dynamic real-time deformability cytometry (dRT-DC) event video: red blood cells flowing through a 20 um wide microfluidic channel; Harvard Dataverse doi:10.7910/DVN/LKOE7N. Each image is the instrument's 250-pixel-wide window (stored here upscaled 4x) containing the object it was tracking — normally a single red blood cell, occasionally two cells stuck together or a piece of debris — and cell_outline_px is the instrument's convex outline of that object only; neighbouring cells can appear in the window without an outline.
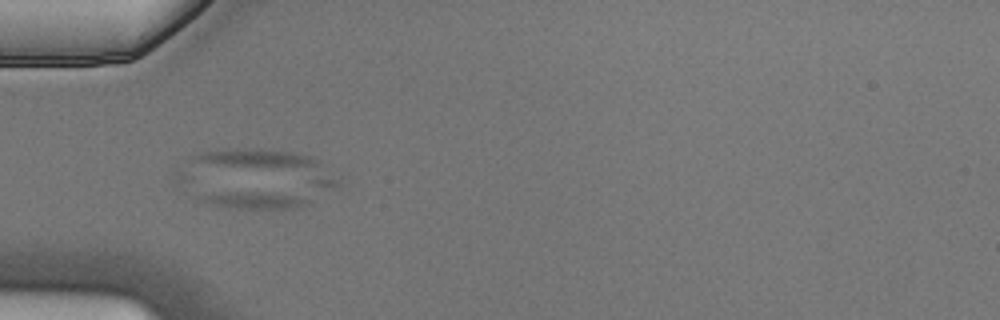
{"species": "Egyptian fruit bat (a non-hibernating species)", "species_latin": "Rousettus aegyptiacus", "temperature_condition": "cold", "stored_images_in_passage": 8, "camera_frame_rate_fps": 3000, "um_per_image_px": 0.085, "animal": {"sex": "male"}, "frame": {"image": 1, "passage_image": 3, "time_ms": 0.667, "image_size_px": [1000, 320], "cell_outline_px": [[312, 204], [296, 208], [236, 208], [208, 204], [192, 196], [232, 192], [260, 192], [308, 196]], "centroid_in_image_um": [21.71, 17.01], "position_along_channel_um": 63.3, "area_um2": 10.81}}